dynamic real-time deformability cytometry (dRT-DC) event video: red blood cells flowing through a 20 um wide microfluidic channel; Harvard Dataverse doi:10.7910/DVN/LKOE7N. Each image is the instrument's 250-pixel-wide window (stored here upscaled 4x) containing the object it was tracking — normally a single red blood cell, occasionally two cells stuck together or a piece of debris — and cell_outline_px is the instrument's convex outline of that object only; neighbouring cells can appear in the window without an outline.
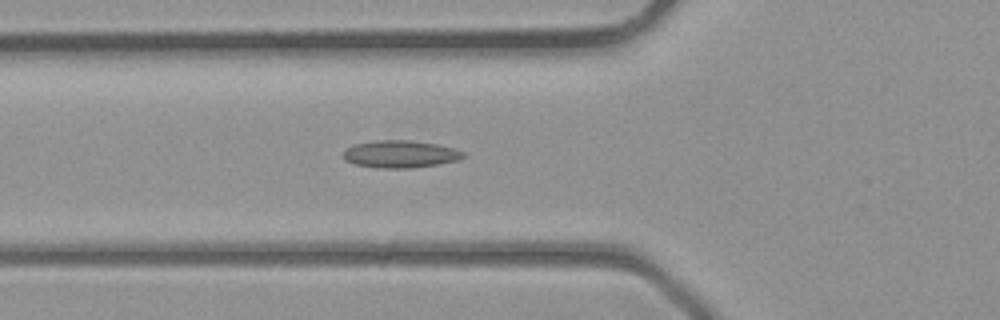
{"species": "common noctule bat (a hibernating species)", "species_latin": "Nyctalus noctula", "temperature_condition": "room temperature", "stored_images_in_passage": 27, "camera_frame_rate_fps": 3000, "um_per_image_px": 0.085, "animal": {"sex": "male", "body_mass_g": 23.1, "forearm_length_mm": 52.7}, "frame": {"image": 1, "passage_image": 15, "time_ms": 4.667, "image_size_px": [1000, 320], "cell_outline_px": [[464, 156], [456, 160], [436, 164], [412, 168], [376, 168], [356, 164], [344, 160], [344, 152], [352, 144], [376, 140], [408, 140], [436, 144], [456, 148], [464, 152]], "centroid_in_image_um": [34.0, 13.09], "position_along_channel_um": 91.8, "area_um2": 19.02}}
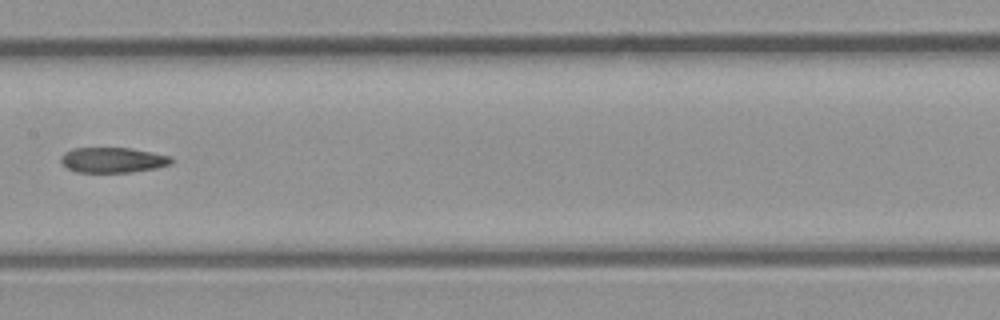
{"frame": {"image": 2, "passage_image": 21, "time_ms": 6.667, "image_size_px": [1000, 320], "cell_outline_px": [[176, 160], [172, 164], [156, 168], [132, 172], [76, 172], [68, 168], [60, 160], [60, 156], [64, 152], [72, 148], [132, 148], [172, 156]], "centroid_in_image_um": [9.64, 13.59], "position_along_channel_um": 197.8, "area_um2": 16.47}}
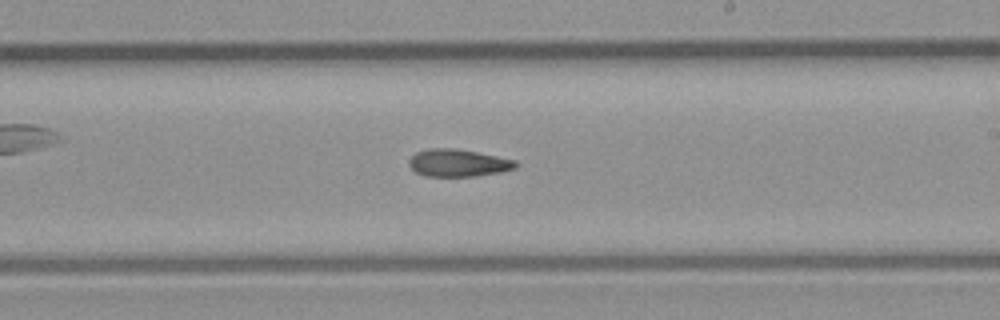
{"frame": {"image": 3, "passage_image": 24, "time_ms": 7.667, "image_size_px": [1000, 320], "cell_outline_px": [[520, 164], [516, 168], [500, 172], [476, 176], [424, 176], [416, 172], [408, 164], [408, 160], [416, 152], [428, 148], [456, 148], [516, 160]], "centroid_in_image_um": [38.94, 13.84], "position_along_channel_um": 250.1, "area_um2": 17.11}}